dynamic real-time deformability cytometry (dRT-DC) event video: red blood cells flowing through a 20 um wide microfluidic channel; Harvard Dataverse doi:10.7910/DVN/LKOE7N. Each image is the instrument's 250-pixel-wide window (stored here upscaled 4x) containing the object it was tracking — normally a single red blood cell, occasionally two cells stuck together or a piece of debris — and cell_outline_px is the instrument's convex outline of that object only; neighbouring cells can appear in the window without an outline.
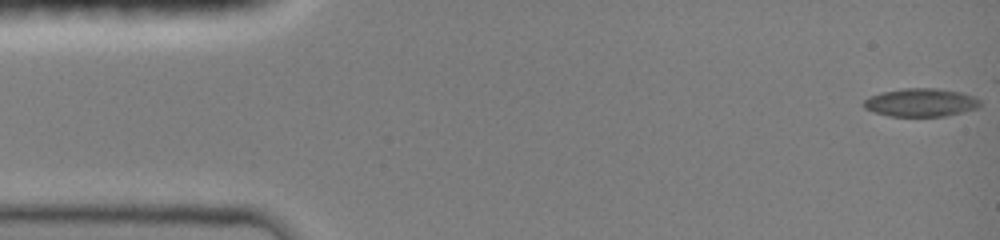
{"species": "common noctule bat (a hibernating species)", "species_latin": "Nyctalus noctula", "temperature_condition": "room temperature", "stored_images_in_passage": 44, "camera_frame_rate_fps": 3000, "um_per_image_px": 0.085, "animal": {"sex": "female", "body_mass_g": 19.0, "forearm_length_mm": 51.5}, "frame": {"image": 1, "passage_image": 1, "time_ms": 0.0, "image_size_px": [1000, 240], "cell_outline_px": [[980, 108], [944, 116], [888, 116], [864, 108], [860, 104], [864, 100], [880, 92], [904, 88], [940, 88], [960, 92], [972, 96], [980, 100]], "centroid_in_image_um": [78.26, 8.71], "position_along_channel_um": 6.7, "area_um2": 19.19}}
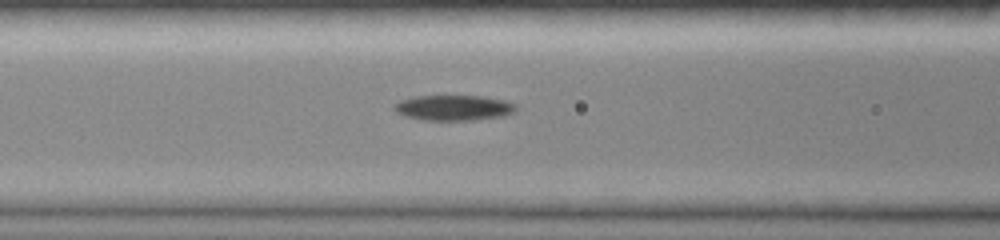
{"frame": {"image": 2, "passage_image": 19, "time_ms": 6.0, "image_size_px": [1000, 240], "cell_outline_px": [[516, 112], [504, 116], [476, 120], [424, 120], [404, 116], [396, 112], [392, 108], [400, 100], [416, 96], [484, 96], [504, 100], [516, 104]], "centroid_in_image_um": [38.59, 9.16], "position_along_channel_um": 128.0, "area_um2": 18.15}}
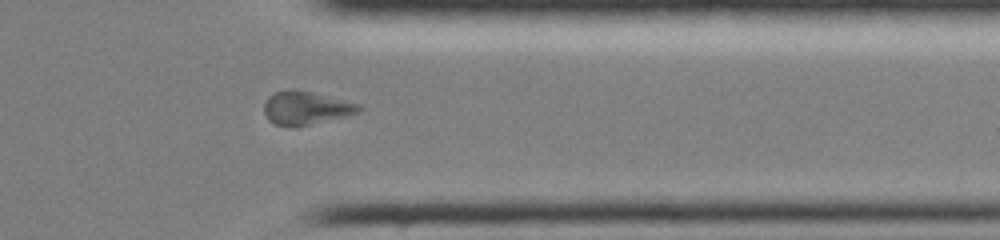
{"frame": {"image": 3, "passage_image": 38, "time_ms": 12.333, "image_size_px": [1000, 240], "cell_outline_px": [[364, 108], [360, 112], [296, 128], [288, 128], [276, 124], [268, 120], [264, 112], [264, 100], [268, 96], [276, 92], [288, 88], [296, 88], [360, 104]], "centroid_in_image_um": [25.96, 9.18], "position_along_channel_um": 385.4, "area_um2": 18.79}}